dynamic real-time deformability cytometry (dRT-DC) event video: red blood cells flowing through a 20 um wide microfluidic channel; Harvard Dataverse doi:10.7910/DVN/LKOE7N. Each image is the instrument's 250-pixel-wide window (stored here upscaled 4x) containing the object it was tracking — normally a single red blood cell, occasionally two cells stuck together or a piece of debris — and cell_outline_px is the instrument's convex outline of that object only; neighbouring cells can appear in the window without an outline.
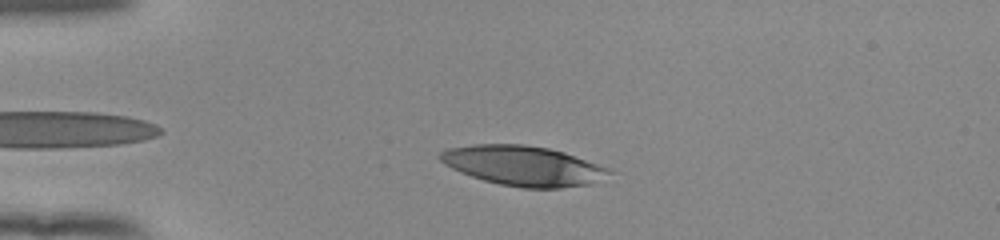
{"species": "human", "species_latin": "Homo sapiens", "temperature_condition": "room temperature", "stored_images_in_passage": 41, "camera_frame_rate_fps": 3000, "um_per_image_px": 0.085, "donor": {"sex": "female"}, "frame": {"image": 1, "passage_image": 6, "time_ms": 1.667, "image_size_px": [1000, 240], "cell_outline_px": [[612, 172], [588, 184], [560, 188], [524, 188], [500, 184], [484, 180], [460, 172], [444, 164], [436, 156], [444, 148], [472, 144], [524, 144], [548, 148], [564, 152], [612, 168]], "centroid_in_image_um": [44.43, 14.07], "position_along_channel_um": 40.6, "area_um2": 39.3}}
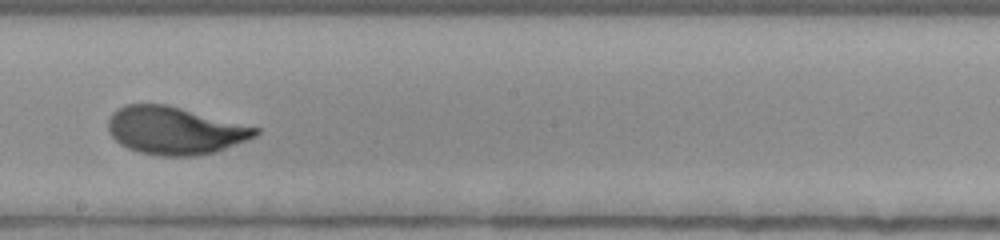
{"frame": {"image": 2, "passage_image": 24, "time_ms": 7.667, "image_size_px": [1000, 240], "cell_outline_px": [[260, 132], [256, 136], [216, 152], [196, 156], [160, 156], [140, 152], [128, 148], [120, 144], [108, 132], [108, 120], [112, 112], [116, 108], [124, 104], [168, 104], [260, 128]], "centroid_in_image_um": [14.85, 11.09], "position_along_channel_um": 233.4, "area_um2": 41.15}}
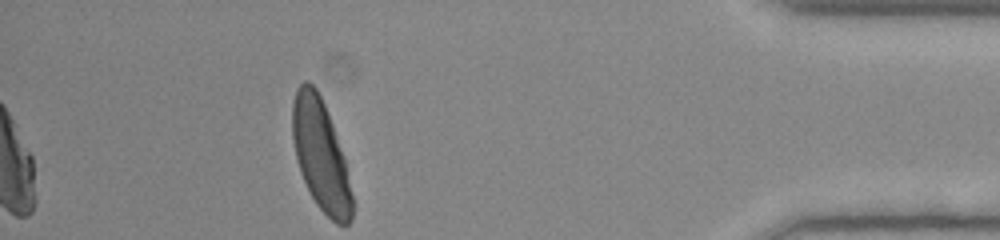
{"frame": {"image": 3, "passage_image": 41, "time_ms": 13.333, "image_size_px": [1000, 240], "cell_outline_px": [[356, 208], [352, 220], [348, 224], [336, 224], [316, 204], [300, 172], [296, 160], [292, 136], [292, 100], [296, 88], [304, 80], [308, 80], [316, 88], [324, 104], [332, 124], [344, 156], [356, 204]], "centroid_in_image_um": [27.29, 13.22], "position_along_channel_um": 407.9, "area_um2": 39.13}, "authors_computed_cell_mechanics": {"area_um2": 40.2866, "velocity_mm_per_s": 3.8579, "shape_relaxation_time_tau1_ms": 3.0355, "shape_relaxation_time_tau2_ms": 0.8314, "deformation_change_tau1": 0.1911, "deformation_change_tau2": 0.0609}}